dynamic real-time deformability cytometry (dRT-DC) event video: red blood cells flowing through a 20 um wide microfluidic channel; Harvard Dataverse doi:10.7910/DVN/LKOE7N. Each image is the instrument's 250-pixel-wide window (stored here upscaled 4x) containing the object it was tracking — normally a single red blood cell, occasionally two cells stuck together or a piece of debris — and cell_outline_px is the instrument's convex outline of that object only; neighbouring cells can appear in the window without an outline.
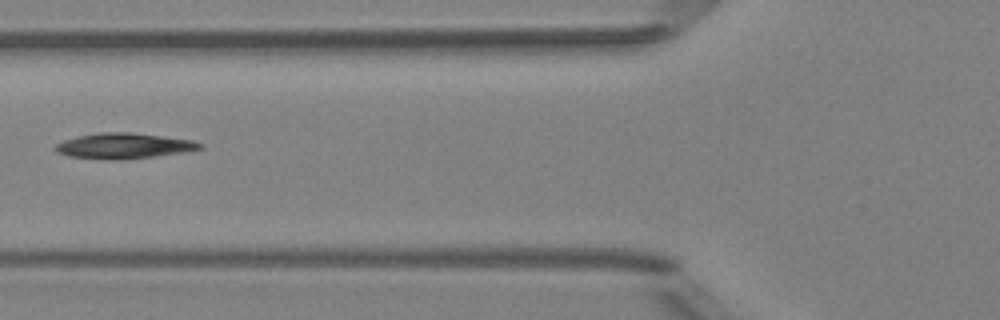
{"species": "Egyptian fruit bat (a non-hibernating species)", "species_latin": "Rousettus aegyptiacus", "temperature_condition": "room temperature", "stored_images_in_passage": 8, "camera_frame_rate_fps": 3000, "um_per_image_px": 0.085, "animal": {"sex": "female"}, "frame": {"image": 1, "passage_image": 6, "time_ms": 1.667, "image_size_px": [1000, 320], "cell_outline_px": [[204, 148], [184, 152], [120, 160], [108, 160], [68, 156], [56, 152], [52, 148], [56, 144], [64, 140], [76, 136], [100, 132], [132, 132], [192, 140], [204, 144]], "centroid_in_image_um": [10.49, 12.39], "position_along_channel_um": 115.3, "area_um2": 21.62}}
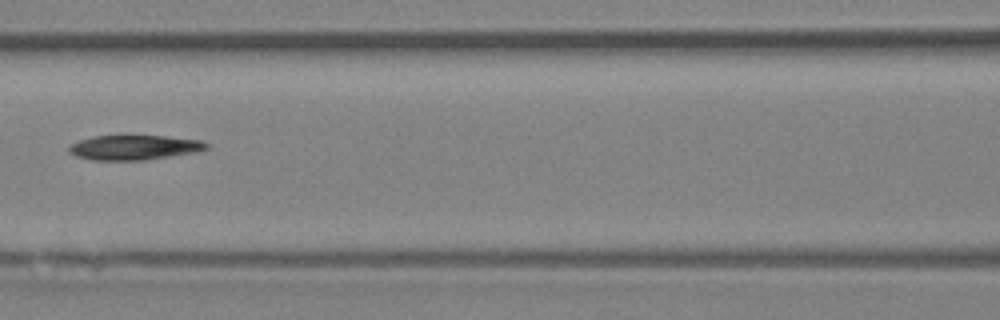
{"frame": {"image": 2, "passage_image": 7, "time_ms": 2.0, "image_size_px": [1000, 320], "cell_outline_px": [[208, 148], [196, 152], [144, 160], [92, 160], [76, 156], [68, 152], [68, 148], [72, 144], [80, 140], [92, 136], [164, 136], [200, 140], [208, 144]], "centroid_in_image_um": [11.39, 12.54], "position_along_channel_um": 155.2, "area_um2": 19.65}}
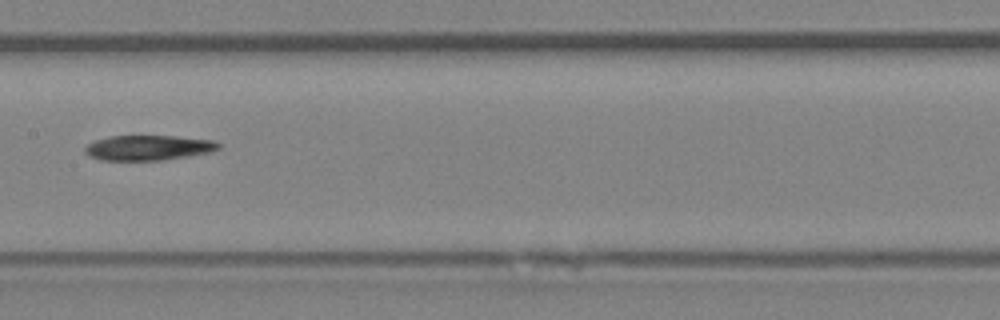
{"frame": {"image": 3, "passage_image": 8, "time_ms": 2.333, "image_size_px": [1000, 320], "cell_outline_px": [[220, 148], [208, 152], [188, 156], [164, 160], [100, 160], [88, 156], [84, 152], [84, 148], [88, 144], [96, 140], [108, 136], [176, 136], [212, 140], [220, 144]], "centroid_in_image_um": [12.57, 12.56], "position_along_channel_um": 194.8, "area_um2": 19.48}}